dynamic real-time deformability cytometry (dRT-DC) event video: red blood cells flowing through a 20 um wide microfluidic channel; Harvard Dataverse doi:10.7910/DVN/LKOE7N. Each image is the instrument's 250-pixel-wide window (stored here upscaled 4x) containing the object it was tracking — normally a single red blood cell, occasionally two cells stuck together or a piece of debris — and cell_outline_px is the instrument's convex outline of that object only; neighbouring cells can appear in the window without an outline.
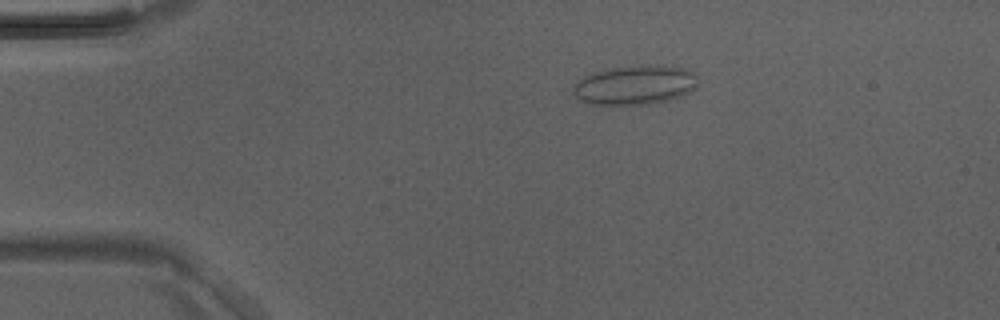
{"species": "Egyptian fruit bat (a non-hibernating species)", "species_latin": "Rousettus aegyptiacus", "temperature_condition": "room temperature", "stored_images_in_passage": 32, "camera_frame_rate_fps": 3000, "um_per_image_px": 0.085, "animal": {"sex": "male"}, "frame": {"image": 1, "passage_image": 1, "time_ms": 0.0, "image_size_px": [1000, 320], "cell_outline_px": [[696, 84], [688, 92], [680, 96], [668, 100], [648, 104], [588, 104], [580, 100], [572, 92], [572, 84], [584, 76], [592, 72], [612, 68], [648, 64], [684, 68], [692, 72], [696, 76]], "centroid_in_image_um": [53.9, 7.22], "position_along_channel_um": 31.1, "area_um2": 28.44}}
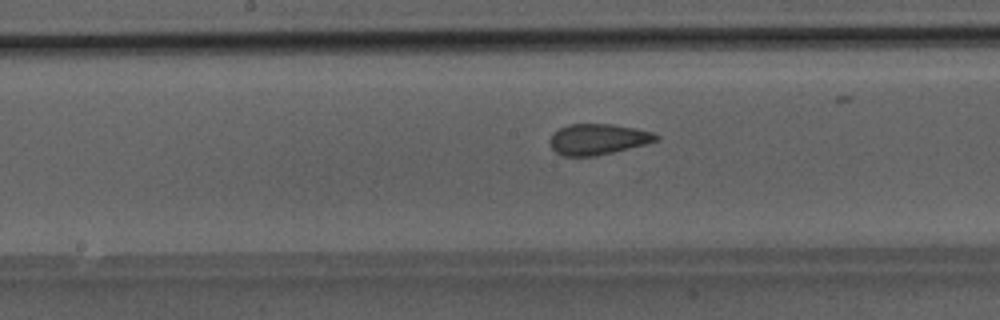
{"frame": {"image": 2, "passage_image": 16, "time_ms": 5.0, "image_size_px": [1000, 320], "cell_outline_px": [[660, 140], [596, 156], [564, 156], [556, 152], [548, 144], [548, 140], [560, 128], [568, 124], [612, 124], [636, 128], [656, 132], [660, 136]], "centroid_in_image_um": [50.85, 11.83], "position_along_channel_um": 197.4, "area_um2": 19.13}}
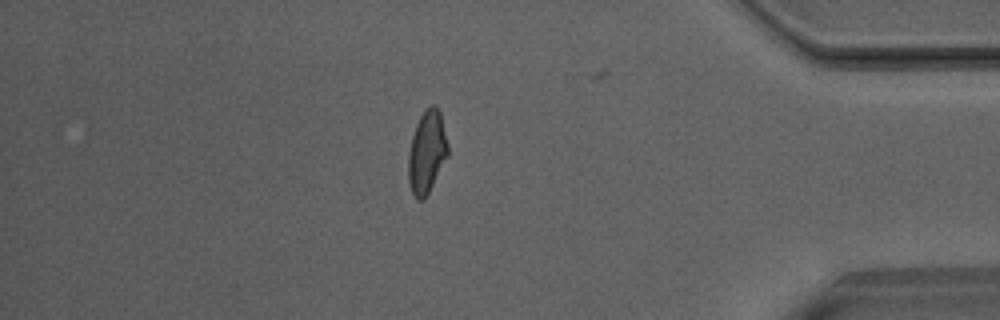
{"frame": {"image": 3, "passage_image": 32, "time_ms": 10.333, "image_size_px": [1000, 320], "cell_outline_px": [[448, 156], [424, 200], [416, 200], [412, 192], [408, 180], [408, 152], [412, 136], [416, 124], [420, 116], [432, 104], [436, 104], [440, 112], [448, 144]], "centroid_in_image_um": [36.28, 12.94], "position_along_channel_um": 398.9, "area_um2": 19.02}}